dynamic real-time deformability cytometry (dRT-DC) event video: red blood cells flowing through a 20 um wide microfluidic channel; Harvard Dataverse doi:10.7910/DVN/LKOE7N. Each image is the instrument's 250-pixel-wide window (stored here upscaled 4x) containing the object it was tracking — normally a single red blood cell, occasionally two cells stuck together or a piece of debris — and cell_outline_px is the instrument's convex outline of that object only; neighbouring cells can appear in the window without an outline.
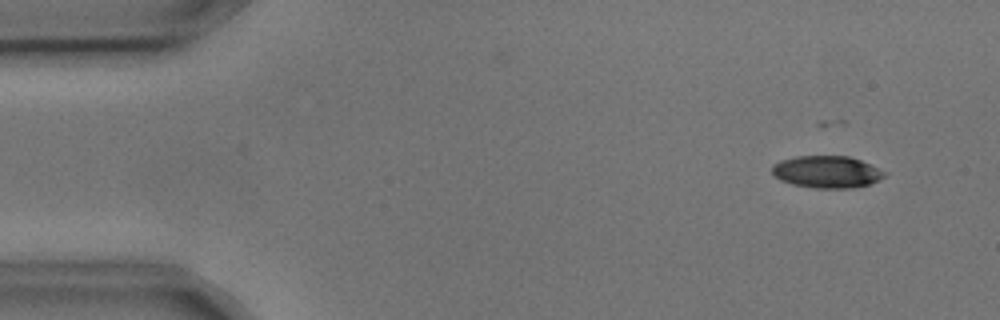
{"species": "common noctule bat (a hibernating species)", "species_latin": "Nyctalus noctula", "temperature_condition": "cold", "stored_images_in_passage": 4, "camera_frame_rate_fps": 3000, "um_per_image_px": 0.085, "animal": {"sex": "male", "body_mass_g": 17.9, "forearm_length_mm": 54.2}, "frame": {"image": 1, "passage_image": 1, "time_ms": 0.0, "image_size_px": [1000, 320], "cell_outline_px": [[888, 172], [880, 180], [868, 184], [852, 188], [816, 188], [792, 184], [780, 180], [772, 172], [772, 164], [780, 160], [796, 156], [848, 156], [860, 160]], "centroid_in_image_um": [70.28, 14.6], "position_along_channel_um": 14.7, "area_um2": 21.04}}